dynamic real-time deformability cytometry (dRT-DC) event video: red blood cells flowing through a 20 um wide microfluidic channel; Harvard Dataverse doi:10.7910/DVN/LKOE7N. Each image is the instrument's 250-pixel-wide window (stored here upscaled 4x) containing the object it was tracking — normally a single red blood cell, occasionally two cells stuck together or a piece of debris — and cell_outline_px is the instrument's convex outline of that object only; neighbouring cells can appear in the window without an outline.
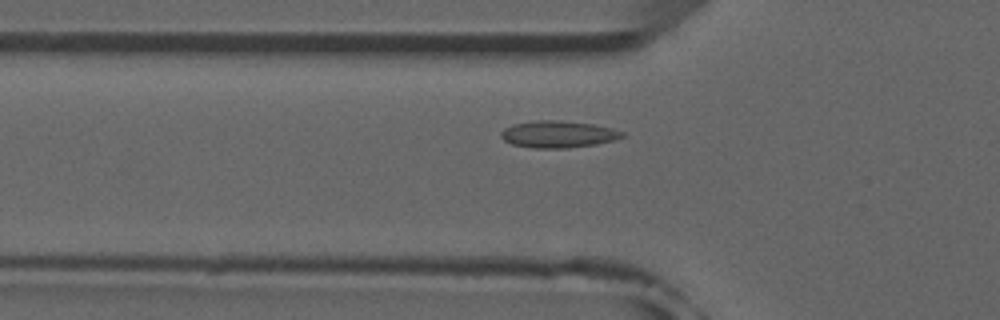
{"species": "common noctule bat (a hibernating species)", "species_latin": "Nyctalus noctula", "temperature_condition": "room temperature", "stored_images_in_passage": 50, "camera_frame_rate_fps": 3000, "um_per_image_px": 0.085, "animal": {"sex": "male", "forearm_length_mm": 52.5}, "frame": {"image": 1, "passage_image": 15, "time_ms": 4.667, "image_size_px": [1000, 320], "cell_outline_px": [[624, 136], [616, 140], [596, 144], [568, 148], [532, 148], [512, 144], [504, 140], [500, 136], [500, 132], [504, 128], [512, 124], [536, 120], [560, 120], [592, 124], [612, 128], [624, 132]], "centroid_in_image_um": [47.43, 11.41], "position_along_channel_um": 78.4, "area_um2": 19.13}, "authors_computed_cell_mechanics": {"area_um2": 17.0799, "velocity_mm_per_s": 3.897, "shape_relaxation_time_tau1_ms": 8.5609, "shape_relaxation_time_tau2_ms": null, "deformation_change_tau1": 0.138, "deformation_change_tau2": null}}